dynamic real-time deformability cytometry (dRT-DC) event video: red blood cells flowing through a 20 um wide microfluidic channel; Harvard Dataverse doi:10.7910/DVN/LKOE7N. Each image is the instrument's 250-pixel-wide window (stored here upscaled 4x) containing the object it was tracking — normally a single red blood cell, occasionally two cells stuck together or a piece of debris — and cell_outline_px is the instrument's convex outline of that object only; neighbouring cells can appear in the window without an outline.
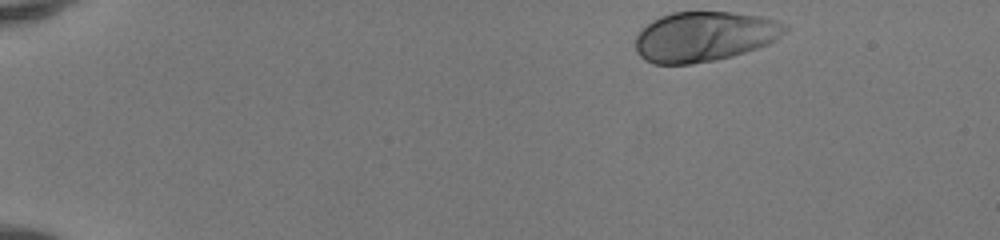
{"species": "human", "species_latin": "Homo sapiens", "temperature_condition": "room temperature", "stored_images_in_passage": 44, "camera_frame_rate_fps": 3000, "um_per_image_px": 0.085, "donor": {"sex": "female"}, "frame": {"image": 1, "passage_image": 1, "time_ms": 0.0, "image_size_px": [1000, 240], "cell_outline_px": [[788, 28], [776, 40], [768, 44], [732, 56], [716, 60], [692, 64], [652, 64], [644, 60], [636, 52], [636, 36], [652, 20], [660, 16], [672, 12], [732, 12], [760, 16], [776, 20], [788, 24]], "centroid_in_image_um": [59.87, 3.11], "position_along_channel_um": 25.1, "area_um2": 43.64}}
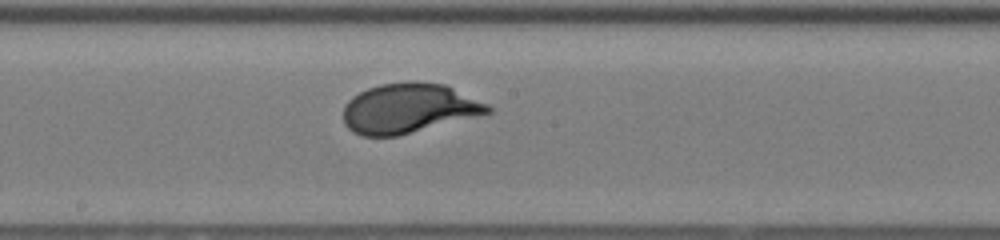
{"frame": {"image": 2, "passage_image": 23, "time_ms": 7.333, "image_size_px": [1000, 240], "cell_outline_px": [[492, 112], [396, 136], [364, 136], [352, 132], [344, 124], [344, 104], [352, 96], [368, 88], [380, 84], [408, 80], [416, 80], [444, 84], [488, 104], [492, 108]], "centroid_in_image_um": [34.7, 9.19], "position_along_channel_um": 213.5, "area_um2": 41.85}}
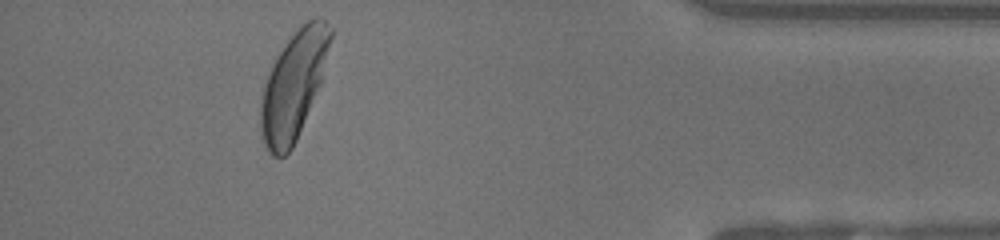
{"frame": {"image": 3, "passage_image": 40, "time_ms": 13.0, "image_size_px": [1000, 240], "cell_outline_px": [[332, 36], [320, 84], [296, 140], [292, 148], [284, 156], [272, 156], [268, 152], [264, 144], [260, 132], [260, 100], [268, 72], [272, 64], [284, 44], [308, 20], [316, 16], [320, 16], [332, 28]], "centroid_in_image_um": [24.93, 7.26], "position_along_channel_um": 410.3, "area_um2": 43.23}, "authors_computed_cell_mechanics": {"area_um2": 41.905, "velocity_mm_per_s": 4.1273, "shape_relaxation_time_tau1_ms": 2.4991, "shape_relaxation_time_tau2_ms": null, "deformation_change_tau1": 0.1835, "deformation_change_tau2": null}}